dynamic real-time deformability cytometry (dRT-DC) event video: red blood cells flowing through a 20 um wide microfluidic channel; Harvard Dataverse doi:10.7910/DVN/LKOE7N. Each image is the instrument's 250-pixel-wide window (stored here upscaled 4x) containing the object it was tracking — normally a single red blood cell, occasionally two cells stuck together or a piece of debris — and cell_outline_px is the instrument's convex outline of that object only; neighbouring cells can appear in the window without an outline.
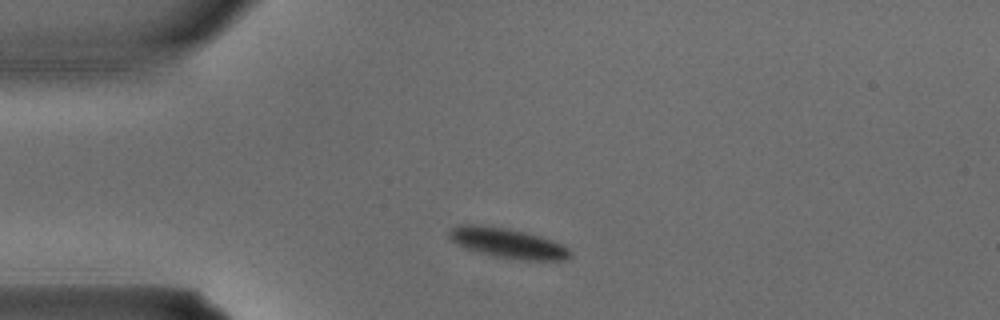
{"species": "common noctule bat (a hibernating species)", "species_latin": "Nyctalus noctula", "temperature_condition": "warm", "stored_images_in_passage": 1, "camera_frame_rate_fps": 3000, "um_per_image_px": 0.085, "animal": {"sex": "male", "body_mass_g": 15.6}, "frame": {"image": 1, "passage_image": 1, "time_ms": 0.0, "image_size_px": [1000, 320], "cell_outline_px": [[572, 256], [560, 260], [520, 260], [488, 256], [464, 248], [456, 244], [448, 236], [448, 232], [452, 228], [460, 224], [472, 224], [504, 228], [524, 232], [540, 236], [560, 244], [568, 248], [572, 252]], "centroid_in_image_um": [43.1, 20.68], "position_along_channel_um": 41.9, "area_um2": 21.15}}